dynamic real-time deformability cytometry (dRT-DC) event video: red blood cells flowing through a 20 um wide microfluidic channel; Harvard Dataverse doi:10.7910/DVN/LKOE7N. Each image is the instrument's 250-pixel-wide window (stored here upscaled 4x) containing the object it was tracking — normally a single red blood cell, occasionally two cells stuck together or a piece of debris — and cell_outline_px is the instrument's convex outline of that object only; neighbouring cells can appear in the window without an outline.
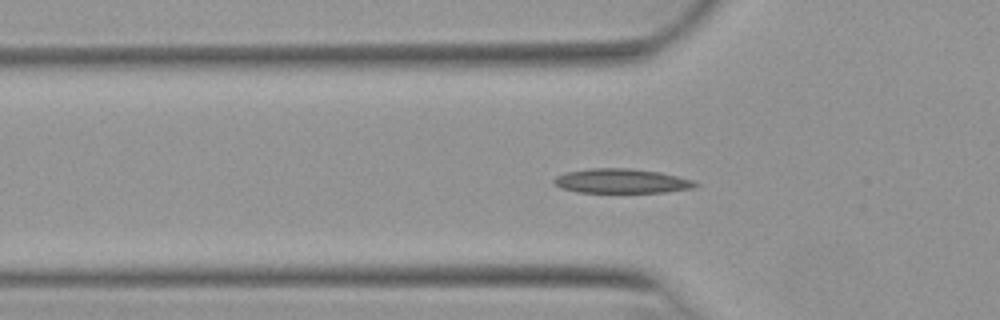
{"species": "Egyptian fruit bat (a non-hibernating species)", "species_latin": "Rousettus aegyptiacus", "temperature_condition": "warm", "stored_images_in_passage": 42, "camera_frame_rate_fps": 3000, "um_per_image_px": 0.085, "animal": {"sex": "female"}, "frame": {"image": 1, "passage_image": 6, "time_ms": 1.667, "image_size_px": [1000, 320], "cell_outline_px": [[700, 184], [692, 188], [664, 192], [576, 192], [560, 188], [552, 180], [556, 176], [568, 172], [592, 168], [628, 168], [660, 172], [692, 180]], "centroid_in_image_um": [52.81, 15.39], "position_along_channel_um": 73.0, "area_um2": 19.94}}
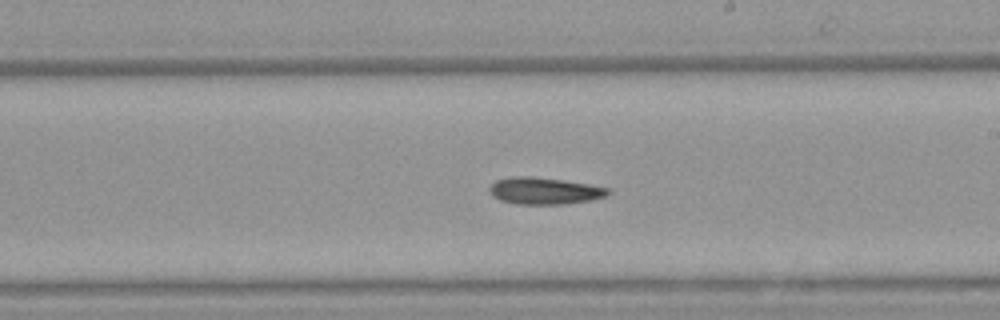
{"frame": {"image": 2, "passage_image": 19, "time_ms": 6.0, "image_size_px": [1000, 320], "cell_outline_px": [[612, 192], [604, 196], [592, 200], [560, 204], [516, 204], [500, 200], [492, 196], [488, 192], [488, 188], [496, 180], [512, 176], [532, 176], [564, 180], [588, 184], [608, 188]], "centroid_in_image_um": [46.23, 16.22], "position_along_channel_um": 242.8, "area_um2": 18.61}}
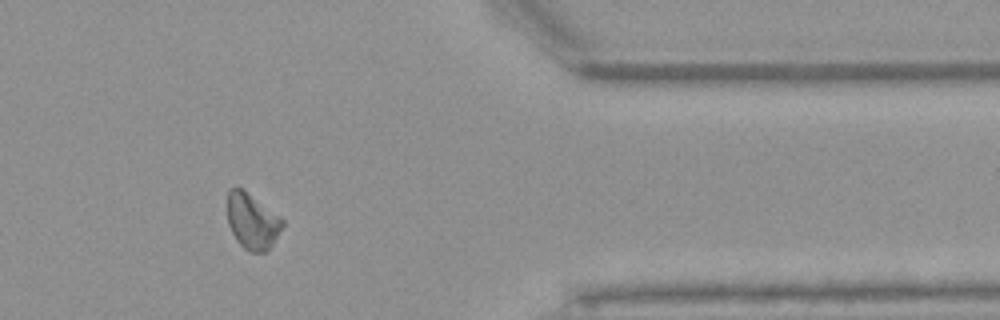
{"frame": {"image": 3, "passage_image": 32, "time_ms": 10.333, "image_size_px": [1000, 320], "cell_outline_px": [[284, 224], [272, 244], [264, 252], [248, 252], [236, 240], [228, 224], [228, 192], [236, 184], [244, 188], [280, 216], [284, 220]], "centroid_in_image_um": [21.43, 18.76], "position_along_channel_um": 390.0, "area_um2": 18.03}}